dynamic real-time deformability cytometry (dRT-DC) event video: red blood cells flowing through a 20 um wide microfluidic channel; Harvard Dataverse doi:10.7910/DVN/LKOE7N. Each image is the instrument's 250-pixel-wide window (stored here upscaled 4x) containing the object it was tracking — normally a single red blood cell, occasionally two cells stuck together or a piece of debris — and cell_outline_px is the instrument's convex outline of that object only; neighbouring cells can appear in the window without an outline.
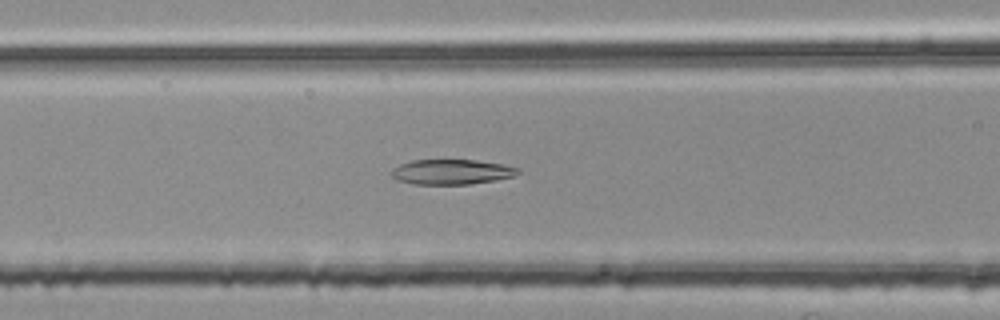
{"species": "common noctule bat (a hibernating species)", "species_latin": "Nyctalus noctula", "temperature_condition": "room temperature", "stored_images_in_passage": 53, "camera_frame_rate_fps": 3000, "um_per_image_px": 0.085, "animal": {"sex": "female", "body_mass_g": 25.1}, "frame": {"image": 1, "passage_image": 21, "time_ms": 6.667, "image_size_px": [1000, 320], "cell_outline_px": [[520, 172], [512, 176], [496, 180], [468, 184], [412, 184], [400, 180], [392, 176], [392, 168], [400, 164], [412, 160], [476, 160], [500, 164], [520, 168]], "centroid_in_image_um": [38.38, 14.61], "position_along_channel_um": 128.2, "area_um2": 18.26}}
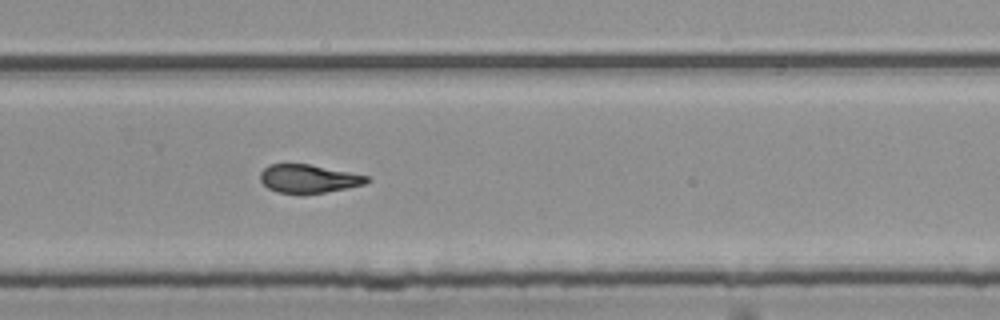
{"frame": {"image": 2, "passage_image": 35, "time_ms": 11.333, "image_size_px": [1000, 320], "cell_outline_px": [[372, 180], [364, 184], [348, 188], [304, 196], [300, 196], [276, 192], [268, 188], [260, 180], [260, 172], [268, 164], [308, 164], [368, 176]], "centroid_in_image_um": [26.2, 15.23], "position_along_channel_um": 303.6, "area_um2": 18.03}}
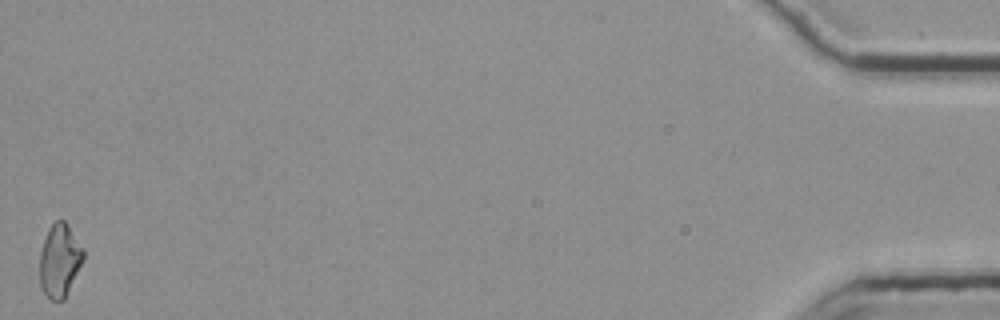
{"frame": {"image": 3, "passage_image": 53, "time_ms": 17.333, "image_size_px": [1000, 320], "cell_outline_px": [[84, 260], [64, 300], [52, 300], [44, 292], [40, 284], [40, 252], [48, 228], [56, 220], [64, 220], [84, 248]], "centroid_in_image_um": [5.08, 22.13], "position_along_channel_um": 430.1, "area_um2": 18.55}, "authors_computed_cell_mechanics": {"area_um2": 18.6116, "velocity_mm_per_s": 3.7714, "shape_relaxation_time_tau1_ms": null, "shape_relaxation_time_tau2_ms": 3.174, "deformation_change_tau1": null, "deformation_change_tau2": 0.1093}}